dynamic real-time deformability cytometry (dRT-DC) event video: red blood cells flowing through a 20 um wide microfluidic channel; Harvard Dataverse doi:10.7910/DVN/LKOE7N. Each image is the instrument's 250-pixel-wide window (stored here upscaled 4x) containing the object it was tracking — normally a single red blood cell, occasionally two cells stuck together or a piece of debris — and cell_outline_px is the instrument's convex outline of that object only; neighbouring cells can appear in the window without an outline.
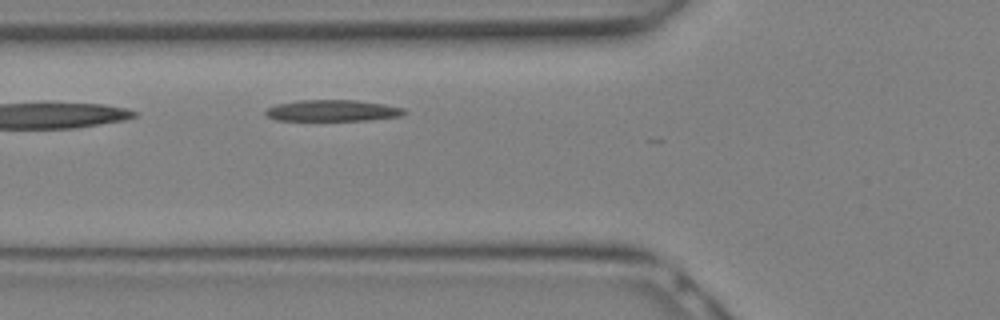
{"species": "Egyptian fruit bat (a non-hibernating species)", "species_latin": "Rousettus aegyptiacus", "temperature_condition": "warm", "stored_images_in_passage": 5, "camera_frame_rate_fps": 3000, "um_per_image_px": 0.085, "animal": {"sex": "female"}, "frame": {"image": 1, "passage_image": 5, "time_ms": 1.333, "image_size_px": [1000, 320], "cell_outline_px": [[408, 112], [400, 116], [368, 120], [276, 120], [268, 116], [264, 112], [268, 108], [276, 104], [296, 100], [356, 100], [384, 104], [404, 108]], "centroid_in_image_um": [28.27, 9.39], "position_along_channel_um": 97.5, "area_um2": 17.22}}